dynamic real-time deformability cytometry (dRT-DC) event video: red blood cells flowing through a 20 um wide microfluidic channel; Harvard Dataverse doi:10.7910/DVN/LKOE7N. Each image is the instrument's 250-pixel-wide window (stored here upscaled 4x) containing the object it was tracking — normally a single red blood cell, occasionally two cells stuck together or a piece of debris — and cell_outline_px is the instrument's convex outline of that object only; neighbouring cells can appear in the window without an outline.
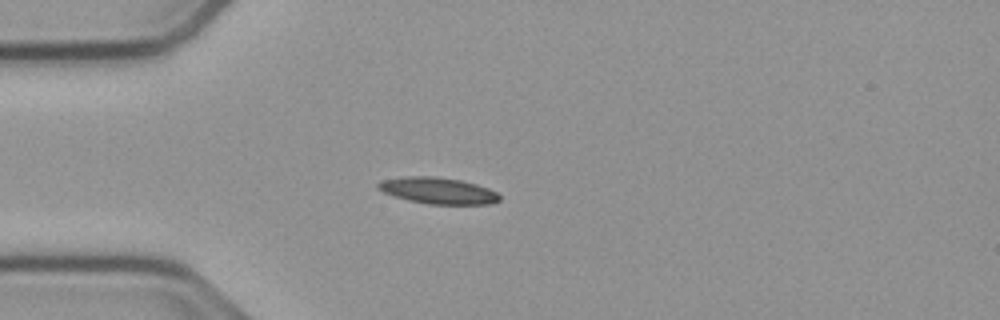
{"species": "common noctule bat (a hibernating species)", "species_latin": "Nyctalus noctula", "temperature_condition": "cold", "stored_images_in_passage": 37, "camera_frame_rate_fps": 3000, "um_per_image_px": 0.085, "animal": {"sex": "male", "body_mass_g": 23.1, "forearm_length_mm": 52.7}, "frame": {"image": 1, "passage_image": 10, "time_ms": 3.0, "image_size_px": [1000, 320], "cell_outline_px": [[500, 200], [492, 204], [428, 204], [408, 200], [392, 196], [376, 188], [376, 184], [380, 180], [408, 176], [432, 176], [460, 180], [476, 184], [488, 188], [496, 192], [500, 196]], "centroid_in_image_um": [37.2, 16.21], "position_along_channel_um": 47.8, "area_um2": 18.73}}
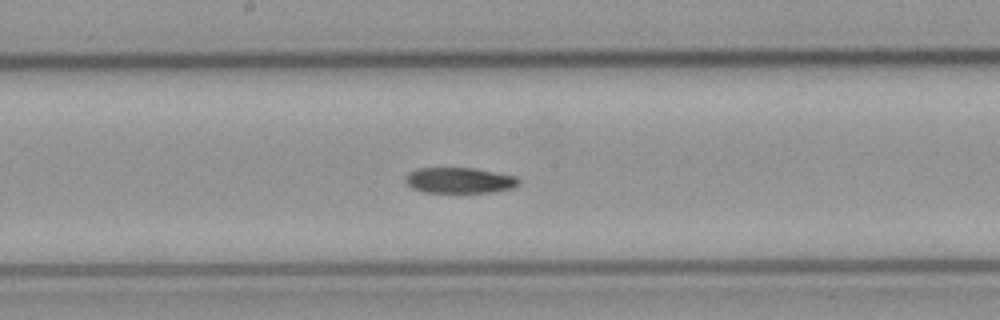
{"frame": {"image": 2, "passage_image": 24, "time_ms": 7.667, "image_size_px": [1000, 320], "cell_outline_px": [[520, 184], [512, 188], [492, 192], [424, 192], [412, 188], [404, 180], [408, 172], [416, 168], [476, 168], [516, 176], [520, 180]], "centroid_in_image_um": [39.06, 15.32], "position_along_channel_um": 209.1, "area_um2": 17.05}}
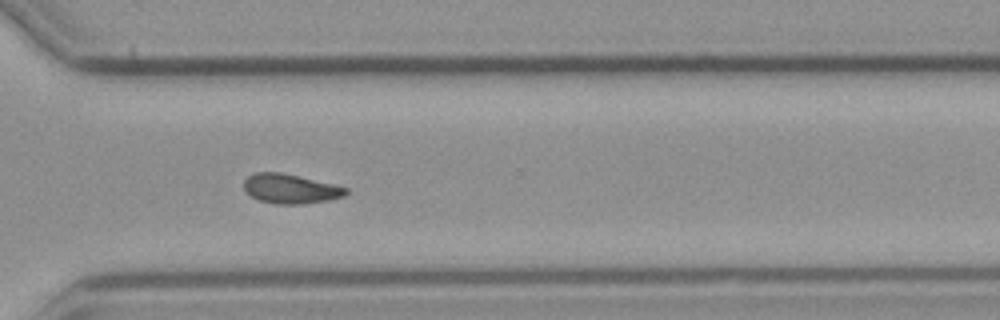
{"frame": {"image": 3, "passage_image": 35, "time_ms": 11.333, "image_size_px": [1000, 320], "cell_outline_px": [[348, 192], [344, 196], [328, 200], [300, 204], [276, 204], [260, 200], [244, 192], [244, 180], [248, 176], [256, 172], [280, 172], [336, 184], [348, 188]], "centroid_in_image_um": [24.69, 16.04], "position_along_channel_um": 345.9, "area_um2": 17.57}}